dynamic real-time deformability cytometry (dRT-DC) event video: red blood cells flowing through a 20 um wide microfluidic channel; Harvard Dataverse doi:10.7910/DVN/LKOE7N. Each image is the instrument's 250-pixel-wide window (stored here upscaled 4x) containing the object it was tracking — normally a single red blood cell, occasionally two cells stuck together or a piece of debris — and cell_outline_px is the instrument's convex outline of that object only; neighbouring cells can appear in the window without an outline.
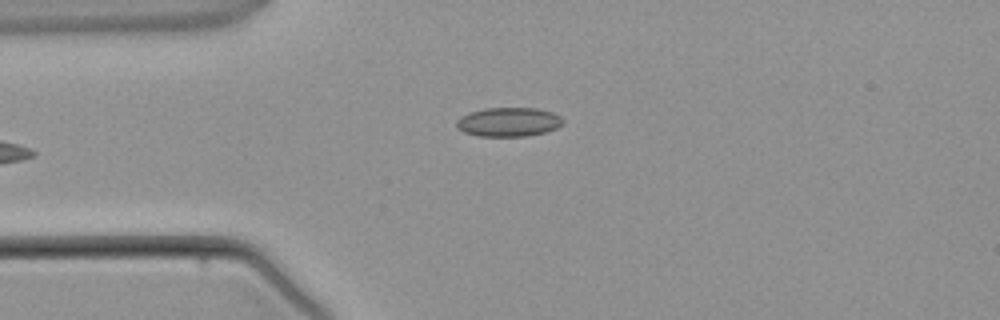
{"species": "common noctule bat (a hibernating species)", "species_latin": "Nyctalus noctula", "temperature_condition": "warm", "stored_images_in_passage": 4, "camera_frame_rate_fps": 3000, "um_per_image_px": 0.085, "animal": {"sex": "male", "body_mass_g": 21.5, "forearm_length_mm": 52.0}, "frame": {"image": 1, "passage_image": 4, "time_ms": 4.333, "image_size_px": [1000, 320], "cell_outline_px": [[564, 124], [556, 128], [544, 132], [524, 136], [476, 136], [464, 132], [456, 128], [456, 120], [460, 116], [468, 112], [484, 108], [536, 108], [552, 112], [560, 116], [564, 120]], "centroid_in_image_um": [43.19, 10.36], "position_along_channel_um": 41.8, "area_um2": 18.21}}